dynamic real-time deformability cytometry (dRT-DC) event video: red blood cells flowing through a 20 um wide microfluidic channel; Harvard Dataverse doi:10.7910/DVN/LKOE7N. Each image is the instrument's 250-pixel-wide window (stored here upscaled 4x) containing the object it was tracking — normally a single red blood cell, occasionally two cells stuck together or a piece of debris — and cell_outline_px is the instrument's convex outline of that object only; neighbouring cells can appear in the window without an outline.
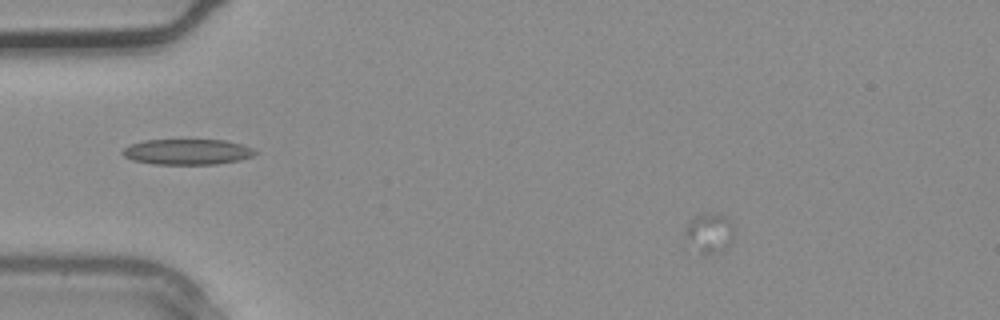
{"species": "common noctule bat (a hibernating species)", "species_latin": "Nyctalus noctula", "temperature_condition": "warm", "stored_images_in_passage": 3, "camera_frame_rate_fps": 3000, "um_per_image_px": 0.085, "animal": {"sex": "male", "body_mass_g": 20.4}, "frame": {"image": 1, "passage_image": 2, "time_ms": 0.333, "image_size_px": [1000, 320], "cell_outline_px": [[732, 244], [724, 252], [712, 256], [704, 256], [700, 252], [688, 236], [688, 224], [700, 212], [716, 212], [724, 216], [728, 220], [732, 232]], "centroid_in_image_um": [60.39, 19.83], "position_along_channel_um": 24.6, "area_um2": 11.04}}